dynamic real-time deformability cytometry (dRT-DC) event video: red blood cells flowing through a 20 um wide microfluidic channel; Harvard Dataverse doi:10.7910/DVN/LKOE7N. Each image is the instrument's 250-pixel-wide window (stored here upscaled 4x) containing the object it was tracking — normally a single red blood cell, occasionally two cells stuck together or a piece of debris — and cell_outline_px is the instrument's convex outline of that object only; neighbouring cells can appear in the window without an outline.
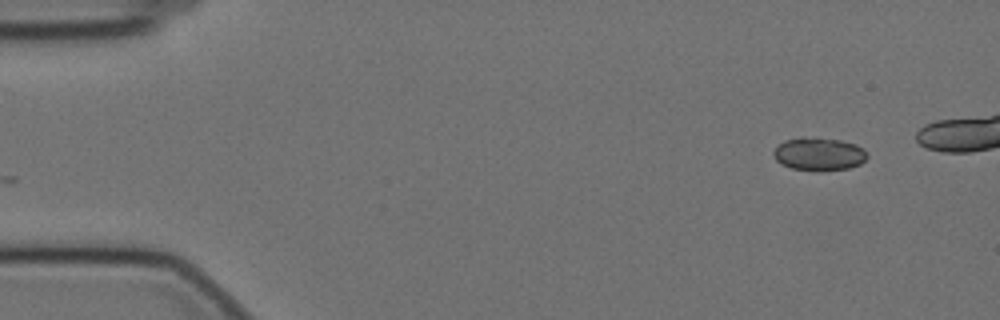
{"species": "Egyptian fruit bat (a non-hibernating species)", "species_latin": "Rousettus aegyptiacus", "temperature_condition": "cold", "stored_images_in_passage": 56, "camera_frame_rate_fps": 3000, "um_per_image_px": 0.085, "animal": {"sex": "female"}, "frame": {"image": 1, "passage_image": 1, "time_ms": 0.0, "image_size_px": [1000, 320], "cell_outline_px": [[868, 156], [860, 164], [848, 168], [792, 168], [780, 164], [776, 160], [772, 152], [784, 140], [804, 136], [840, 140], [856, 144]], "centroid_in_image_um": [69.56, 13.04], "position_along_channel_um": 15.4, "area_um2": 17.28}}
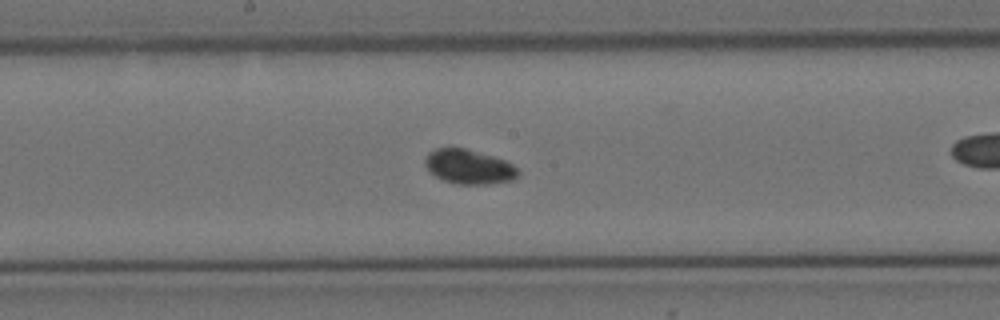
{"frame": {"image": 2, "passage_image": 27, "time_ms": 8.667, "image_size_px": [1000, 320], "cell_outline_px": [[520, 176], [512, 180], [488, 184], [456, 184], [444, 180], [428, 172], [424, 164], [424, 160], [428, 152], [436, 148], [452, 144], [492, 156], [504, 160], [512, 164], [520, 172]], "centroid_in_image_um": [39.8, 14.14], "position_along_channel_um": 208.4, "area_um2": 19.19}}
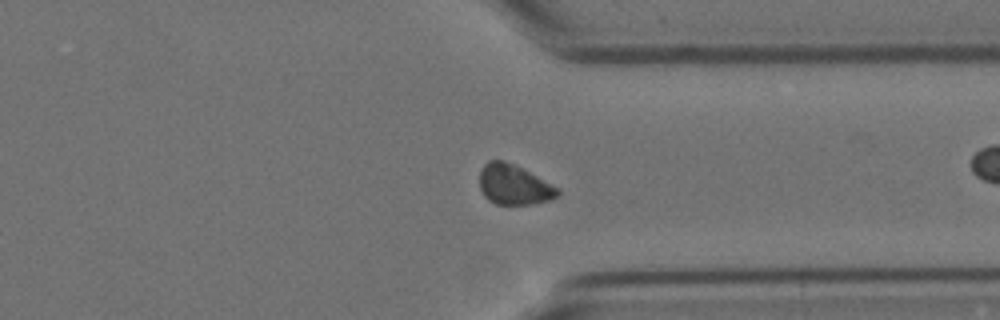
{"frame": {"image": 3, "passage_image": 41, "time_ms": 13.333, "image_size_px": [1000, 320], "cell_outline_px": [[560, 196], [548, 200], [532, 204], [496, 204], [488, 200], [484, 196], [480, 188], [480, 172], [484, 164], [488, 160], [504, 160], [560, 188]], "centroid_in_image_um": [43.68, 15.71], "position_along_channel_um": 367.7, "area_um2": 18.09}}